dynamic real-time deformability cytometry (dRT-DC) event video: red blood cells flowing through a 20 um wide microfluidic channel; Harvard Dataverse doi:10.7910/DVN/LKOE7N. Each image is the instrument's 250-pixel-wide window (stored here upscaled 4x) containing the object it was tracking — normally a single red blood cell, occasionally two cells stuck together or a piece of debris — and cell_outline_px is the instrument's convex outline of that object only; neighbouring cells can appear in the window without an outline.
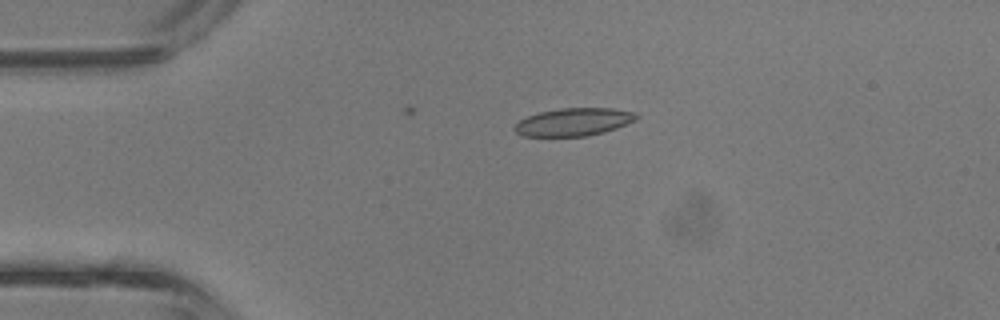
{"species": "common noctule bat (a hibernating species)", "species_latin": "Nyctalus noctula", "temperature_condition": "room temperature", "stored_images_in_passage": 3, "camera_frame_rate_fps": 3000, "um_per_image_px": 0.085, "animal": {"sex": "male", "body_mass_g": 13.3}, "frame": {"image": 1, "passage_image": 2, "time_ms": 0.333, "image_size_px": [1000, 320], "cell_outline_px": [[640, 116], [636, 120], [616, 128], [604, 132], [588, 136], [524, 136], [516, 132], [512, 128], [520, 120], [528, 116], [540, 112], [560, 108], [612, 108], [636, 112]], "centroid_in_image_um": [48.79, 10.36], "position_along_channel_um": 36.2, "area_um2": 19.77}}